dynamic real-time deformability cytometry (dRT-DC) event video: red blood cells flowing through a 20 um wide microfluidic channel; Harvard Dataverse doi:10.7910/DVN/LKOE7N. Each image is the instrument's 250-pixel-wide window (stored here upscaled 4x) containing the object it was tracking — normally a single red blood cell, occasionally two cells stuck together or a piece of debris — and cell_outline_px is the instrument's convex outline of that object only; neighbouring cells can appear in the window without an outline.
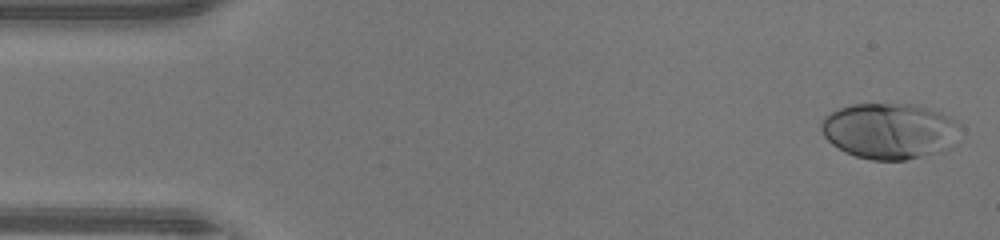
{"species": "human", "species_latin": "Homo sapiens", "temperature_condition": "warm", "stored_images_in_passage": 47, "camera_frame_rate_fps": 3000, "um_per_image_px": 0.085, "donor": {"sex": "male"}, "frame": {"image": 1, "passage_image": 2, "time_ms": 0.333, "image_size_px": [1000, 240], "cell_outline_px": [[960, 124], [952, 148], [944, 152], [904, 160], [872, 160], [856, 156], [844, 152], [832, 144], [824, 136], [820, 128], [820, 124], [824, 116], [840, 108], [852, 104], [912, 104], [928, 108], [952, 116]], "centroid_in_image_um": [75.63, 11.14], "position_along_channel_um": 9.4, "area_um2": 45.66}}
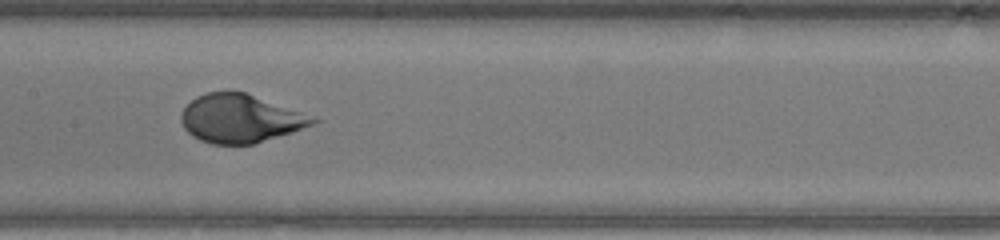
{"frame": {"image": 2, "passage_image": 23, "time_ms": 7.333, "image_size_px": [1000, 240], "cell_outline_px": [[320, 120], [312, 124], [292, 132], [252, 144], [212, 144], [200, 140], [192, 136], [184, 128], [180, 120], [180, 112], [196, 96], [208, 92], [228, 88], [244, 92], [300, 112]], "centroid_in_image_um": [20.33, 10.05], "position_along_channel_um": 187.1, "area_um2": 36.93}}
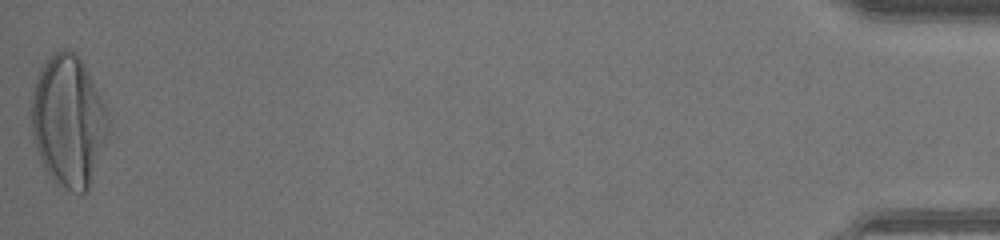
{"frame": {"image": 3, "passage_image": 47, "time_ms": 15.333, "image_size_px": [1000, 240], "cell_outline_px": [[108, 132], [104, 144], [88, 188], [84, 192], [72, 192], [56, 184], [44, 168], [40, 160], [32, 136], [32, 88], [40, 68], [48, 56], [52, 52], [64, 48], [68, 48], [80, 56], [108, 112]], "centroid_in_image_um": [5.78, 10.24], "position_along_channel_um": 429.4, "area_um2": 58.72}}